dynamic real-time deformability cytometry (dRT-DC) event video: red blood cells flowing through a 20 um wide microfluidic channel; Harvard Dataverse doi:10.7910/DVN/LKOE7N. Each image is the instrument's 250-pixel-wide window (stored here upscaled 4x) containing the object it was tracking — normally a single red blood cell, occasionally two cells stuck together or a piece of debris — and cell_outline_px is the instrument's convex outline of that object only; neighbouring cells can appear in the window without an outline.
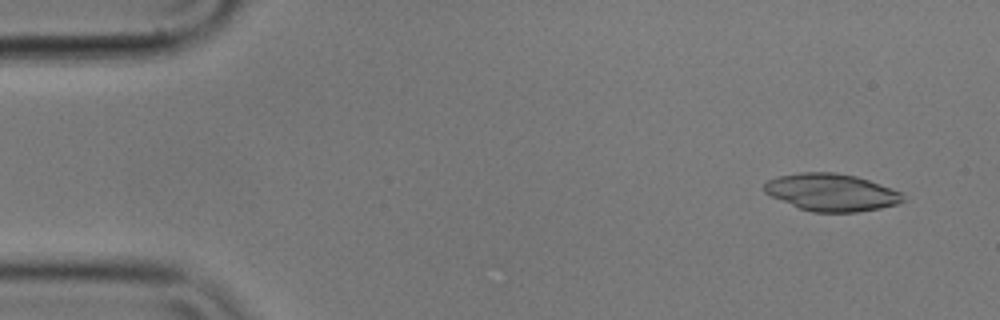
{"species": "common noctule bat (a hibernating species)", "species_latin": "Nyctalus noctula", "temperature_condition": "cold", "stored_images_in_passage": 56, "camera_frame_rate_fps": 3000, "um_per_image_px": 0.085, "animal": {"sex": "male", "body_mass_g": 17.9}, "frame": {"image": 1, "passage_image": 4, "time_ms": 1.0, "image_size_px": [1000, 320], "cell_outline_px": [[904, 200], [896, 204], [880, 208], [856, 212], [812, 212], [800, 208], [772, 196], [764, 192], [764, 184], [768, 180], [780, 176], [800, 172], [836, 172], [856, 176], [892, 188], [900, 192]], "centroid_in_image_um": [70.67, 16.34], "position_along_channel_um": 14.3, "area_um2": 29.88}}